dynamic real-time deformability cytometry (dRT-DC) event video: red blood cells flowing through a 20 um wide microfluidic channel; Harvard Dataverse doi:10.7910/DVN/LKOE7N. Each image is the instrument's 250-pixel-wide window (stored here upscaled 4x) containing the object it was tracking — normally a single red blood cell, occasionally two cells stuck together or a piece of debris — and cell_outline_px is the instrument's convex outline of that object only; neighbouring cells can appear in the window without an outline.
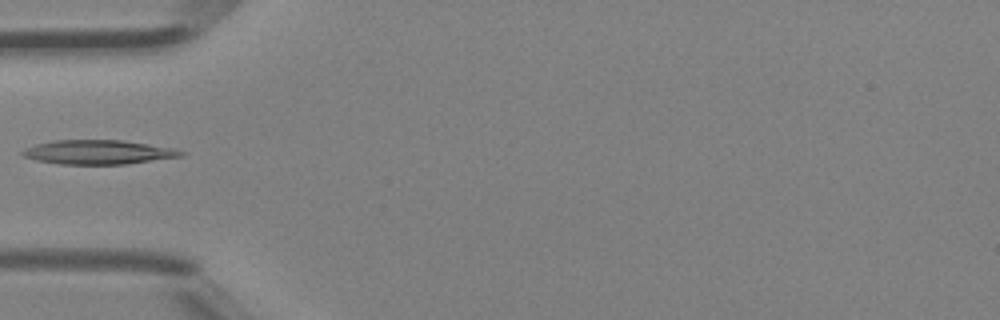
{"species": "Egyptian fruit bat (a non-hibernating species)", "species_latin": "Rousettus aegyptiacus", "temperature_condition": "room temperature", "stored_images_in_passage": 3, "camera_frame_rate_fps": 3000, "um_per_image_px": 0.085, "animal": {"sex": "female"}, "frame": {"image": 1, "passage_image": 3, "time_ms": 0.667, "image_size_px": [1000, 320], "cell_outline_px": [[188, 152], [184, 156], [128, 164], [60, 164], [36, 160], [24, 156], [20, 152], [24, 148], [36, 144], [52, 140], [120, 140], [176, 148]], "centroid_in_image_um": [8.4, 12.93], "position_along_channel_um": 76.6, "area_um2": 22.54}}